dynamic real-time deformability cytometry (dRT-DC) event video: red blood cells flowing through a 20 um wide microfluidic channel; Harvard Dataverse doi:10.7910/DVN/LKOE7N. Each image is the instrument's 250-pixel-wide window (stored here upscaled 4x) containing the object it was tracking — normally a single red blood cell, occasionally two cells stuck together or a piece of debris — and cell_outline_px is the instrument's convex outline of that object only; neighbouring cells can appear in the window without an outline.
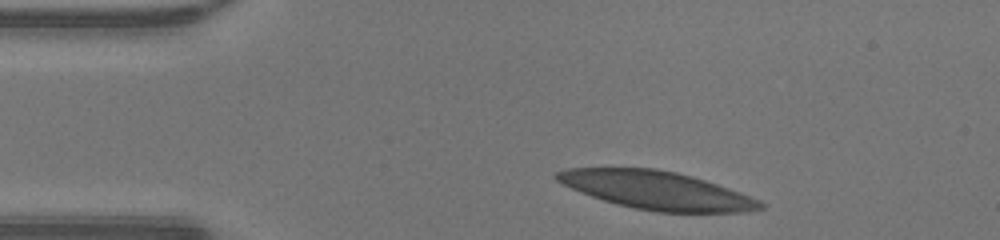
{"species": "human", "species_latin": "Homo sapiens", "temperature_condition": "warm", "stored_images_in_passage": 32, "camera_frame_rate_fps": 3000, "um_per_image_px": 0.085, "donor": {"sex": "male"}, "frame": {"image": 1, "passage_image": 1, "time_ms": 0.0, "image_size_px": [1000, 240], "cell_outline_px": [[764, 208], [740, 212], [656, 212], [616, 204], [580, 192], [556, 180], [552, 176], [556, 172], [568, 168], [656, 168], [676, 172], [704, 180], [716, 184], [760, 200], [764, 204]], "centroid_in_image_um": [55.78, 16.17], "position_along_channel_um": 29.2, "area_um2": 44.68}}
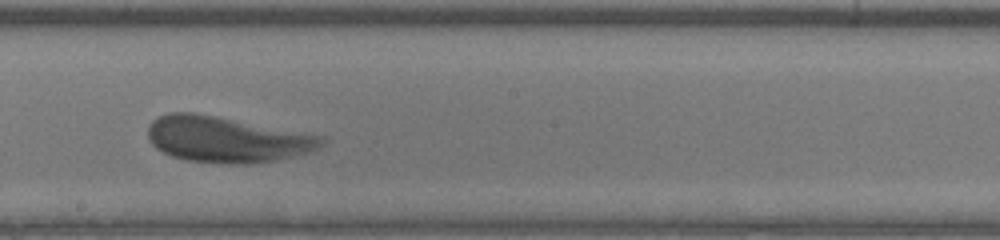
{"frame": {"image": 2, "passage_image": 19, "time_ms": 6.0, "image_size_px": [1000, 240], "cell_outline_px": [[324, 144], [308, 152], [276, 160], [252, 164], [228, 164], [188, 160], [172, 156], [156, 148], [152, 144], [148, 136], [148, 128], [152, 120], [168, 112], [192, 112], [316, 136], [324, 140]], "centroid_in_image_um": [19.15, 11.87], "position_along_channel_um": 229.0, "area_um2": 45.14}}
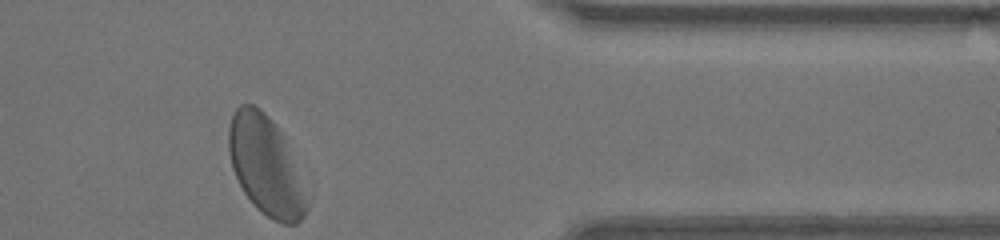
{"frame": {"image": 3, "passage_image": 32, "time_ms": 10.333, "image_size_px": [1000, 240], "cell_outline_px": [[308, 208], [304, 216], [296, 224], [280, 224], [272, 220], [256, 208], [244, 192], [232, 168], [228, 152], [228, 128], [232, 116], [236, 108], [240, 104], [252, 104], [260, 108], [272, 120], [280, 132], [308, 204]], "centroid_in_image_um": [22.51, 14.1], "position_along_channel_um": 388.9, "area_um2": 43.75}, "authors_computed_cell_mechanics": {"area_um2": 45.4019, "velocity_mm_per_s": 4.2255, "shape_relaxation_time_tau1_ms": 2.756, "shape_relaxation_time_tau2_ms": 0.9759, "deformation_change_tau1": 0.1344, "deformation_change_tau2": 0.0816}}